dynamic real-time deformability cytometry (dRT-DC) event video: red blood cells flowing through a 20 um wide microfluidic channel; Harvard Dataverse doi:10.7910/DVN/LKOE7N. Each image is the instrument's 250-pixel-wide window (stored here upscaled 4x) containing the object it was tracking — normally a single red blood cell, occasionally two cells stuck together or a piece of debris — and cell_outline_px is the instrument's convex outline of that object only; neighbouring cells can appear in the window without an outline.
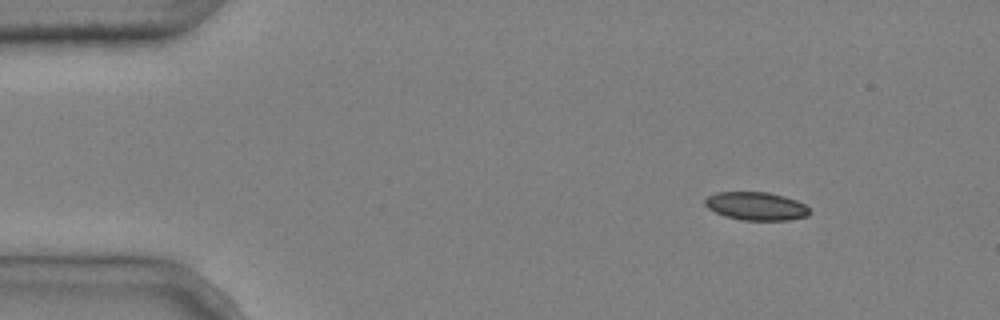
{"species": "common noctule bat (a hibernating species)", "species_latin": "Nyctalus noctula", "temperature_condition": "cold", "stored_images_in_passage": 4, "camera_frame_rate_fps": 3000, "um_per_image_px": 0.085, "animal": {"sex": "male", "body_mass_g": 20.4}, "frame": {"image": 1, "passage_image": 1, "time_ms": 0.0, "image_size_px": [1000, 320], "cell_outline_px": [[812, 212], [808, 216], [788, 220], [740, 220], [724, 216], [708, 208], [704, 204], [704, 200], [708, 196], [716, 192], [768, 192], [784, 196], [796, 200], [804, 204]], "centroid_in_image_um": [64.27, 17.52], "position_along_channel_um": 20.7, "area_um2": 17.28}}